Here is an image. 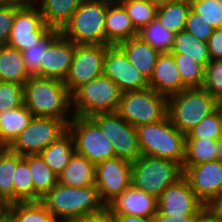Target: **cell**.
Returning a JSON list of instances; mask_svg holds the SVG:
<instances>
[{
  "instance_id": "2e32d148",
  "label": "cell",
  "mask_w": 222,
  "mask_h": 222,
  "mask_svg": "<svg viewBox=\"0 0 222 222\" xmlns=\"http://www.w3.org/2000/svg\"><path fill=\"white\" fill-rule=\"evenodd\" d=\"M103 74L111 79L122 92L148 88V80L129 62L118 45H109L104 56Z\"/></svg>"
},
{
  "instance_id": "4fadbf2b",
  "label": "cell",
  "mask_w": 222,
  "mask_h": 222,
  "mask_svg": "<svg viewBox=\"0 0 222 222\" xmlns=\"http://www.w3.org/2000/svg\"><path fill=\"white\" fill-rule=\"evenodd\" d=\"M108 46L76 44L68 75L63 81L70 94L81 85L103 74L104 56Z\"/></svg>"
},
{
  "instance_id": "8fae6325",
  "label": "cell",
  "mask_w": 222,
  "mask_h": 222,
  "mask_svg": "<svg viewBox=\"0 0 222 222\" xmlns=\"http://www.w3.org/2000/svg\"><path fill=\"white\" fill-rule=\"evenodd\" d=\"M101 132L111 140L115 157L134 162L141 152L136 127L129 124L117 112L95 114L89 117Z\"/></svg>"
},
{
  "instance_id": "e575fe53",
  "label": "cell",
  "mask_w": 222,
  "mask_h": 222,
  "mask_svg": "<svg viewBox=\"0 0 222 222\" xmlns=\"http://www.w3.org/2000/svg\"><path fill=\"white\" fill-rule=\"evenodd\" d=\"M126 9L135 28L139 31L152 22L157 15L158 5L151 0H118Z\"/></svg>"
},
{
  "instance_id": "d6a6232c",
  "label": "cell",
  "mask_w": 222,
  "mask_h": 222,
  "mask_svg": "<svg viewBox=\"0 0 222 222\" xmlns=\"http://www.w3.org/2000/svg\"><path fill=\"white\" fill-rule=\"evenodd\" d=\"M217 140L185 139V158L182 165H197L216 160Z\"/></svg>"
},
{
  "instance_id": "d4e9b609",
  "label": "cell",
  "mask_w": 222,
  "mask_h": 222,
  "mask_svg": "<svg viewBox=\"0 0 222 222\" xmlns=\"http://www.w3.org/2000/svg\"><path fill=\"white\" fill-rule=\"evenodd\" d=\"M31 76L26 69L23 53L7 44L0 45V81L24 85Z\"/></svg>"
},
{
  "instance_id": "8992f818",
  "label": "cell",
  "mask_w": 222,
  "mask_h": 222,
  "mask_svg": "<svg viewBox=\"0 0 222 222\" xmlns=\"http://www.w3.org/2000/svg\"><path fill=\"white\" fill-rule=\"evenodd\" d=\"M120 88L104 74L78 87L71 94L72 115L90 117L117 112L122 97Z\"/></svg>"
},
{
  "instance_id": "30bf717a",
  "label": "cell",
  "mask_w": 222,
  "mask_h": 222,
  "mask_svg": "<svg viewBox=\"0 0 222 222\" xmlns=\"http://www.w3.org/2000/svg\"><path fill=\"white\" fill-rule=\"evenodd\" d=\"M67 130L68 125L63 120L34 116L7 148L21 156L39 154Z\"/></svg>"
},
{
  "instance_id": "db71d44e",
  "label": "cell",
  "mask_w": 222,
  "mask_h": 222,
  "mask_svg": "<svg viewBox=\"0 0 222 222\" xmlns=\"http://www.w3.org/2000/svg\"><path fill=\"white\" fill-rule=\"evenodd\" d=\"M30 0H0V3H27Z\"/></svg>"
},
{
  "instance_id": "836d02e7",
  "label": "cell",
  "mask_w": 222,
  "mask_h": 222,
  "mask_svg": "<svg viewBox=\"0 0 222 222\" xmlns=\"http://www.w3.org/2000/svg\"><path fill=\"white\" fill-rule=\"evenodd\" d=\"M137 36L160 53H167L172 49L175 33L165 29L155 18L148 25L141 28Z\"/></svg>"
},
{
  "instance_id": "7c38bea8",
  "label": "cell",
  "mask_w": 222,
  "mask_h": 222,
  "mask_svg": "<svg viewBox=\"0 0 222 222\" xmlns=\"http://www.w3.org/2000/svg\"><path fill=\"white\" fill-rule=\"evenodd\" d=\"M51 29L45 24L39 7L30 0L16 12L7 45L22 52L37 46Z\"/></svg>"
},
{
  "instance_id": "277c9868",
  "label": "cell",
  "mask_w": 222,
  "mask_h": 222,
  "mask_svg": "<svg viewBox=\"0 0 222 222\" xmlns=\"http://www.w3.org/2000/svg\"><path fill=\"white\" fill-rule=\"evenodd\" d=\"M109 0H84L61 29L75 44L105 45V20Z\"/></svg>"
},
{
  "instance_id": "6da1fadb",
  "label": "cell",
  "mask_w": 222,
  "mask_h": 222,
  "mask_svg": "<svg viewBox=\"0 0 222 222\" xmlns=\"http://www.w3.org/2000/svg\"><path fill=\"white\" fill-rule=\"evenodd\" d=\"M24 105L34 116L58 118L67 125L71 94L59 79L32 75L23 85Z\"/></svg>"
},
{
  "instance_id": "74e56055",
  "label": "cell",
  "mask_w": 222,
  "mask_h": 222,
  "mask_svg": "<svg viewBox=\"0 0 222 222\" xmlns=\"http://www.w3.org/2000/svg\"><path fill=\"white\" fill-rule=\"evenodd\" d=\"M14 203L34 201V184L28 162L22 158L14 171Z\"/></svg>"
},
{
  "instance_id": "4dcf8cb0",
  "label": "cell",
  "mask_w": 222,
  "mask_h": 222,
  "mask_svg": "<svg viewBox=\"0 0 222 222\" xmlns=\"http://www.w3.org/2000/svg\"><path fill=\"white\" fill-rule=\"evenodd\" d=\"M190 9L187 0H169L158 5L156 18L165 29L176 34L184 30Z\"/></svg>"
},
{
  "instance_id": "9f6ffc18",
  "label": "cell",
  "mask_w": 222,
  "mask_h": 222,
  "mask_svg": "<svg viewBox=\"0 0 222 222\" xmlns=\"http://www.w3.org/2000/svg\"><path fill=\"white\" fill-rule=\"evenodd\" d=\"M217 2H218L220 5H222V0H217Z\"/></svg>"
},
{
  "instance_id": "cb8c5ba5",
  "label": "cell",
  "mask_w": 222,
  "mask_h": 222,
  "mask_svg": "<svg viewBox=\"0 0 222 222\" xmlns=\"http://www.w3.org/2000/svg\"><path fill=\"white\" fill-rule=\"evenodd\" d=\"M33 117L34 115L24 104L0 112V147H8L30 124Z\"/></svg>"
},
{
  "instance_id": "7bdbcfd3",
  "label": "cell",
  "mask_w": 222,
  "mask_h": 222,
  "mask_svg": "<svg viewBox=\"0 0 222 222\" xmlns=\"http://www.w3.org/2000/svg\"><path fill=\"white\" fill-rule=\"evenodd\" d=\"M25 3H0V45H6L16 12Z\"/></svg>"
},
{
  "instance_id": "83f0119b",
  "label": "cell",
  "mask_w": 222,
  "mask_h": 222,
  "mask_svg": "<svg viewBox=\"0 0 222 222\" xmlns=\"http://www.w3.org/2000/svg\"><path fill=\"white\" fill-rule=\"evenodd\" d=\"M170 53L173 57H189L204 67L211 61L208 43L198 40L185 30L175 34Z\"/></svg>"
},
{
  "instance_id": "681fc988",
  "label": "cell",
  "mask_w": 222,
  "mask_h": 222,
  "mask_svg": "<svg viewBox=\"0 0 222 222\" xmlns=\"http://www.w3.org/2000/svg\"><path fill=\"white\" fill-rule=\"evenodd\" d=\"M115 222H152V217H141L136 215L114 214Z\"/></svg>"
},
{
  "instance_id": "f6af8a7d",
  "label": "cell",
  "mask_w": 222,
  "mask_h": 222,
  "mask_svg": "<svg viewBox=\"0 0 222 222\" xmlns=\"http://www.w3.org/2000/svg\"><path fill=\"white\" fill-rule=\"evenodd\" d=\"M67 222H115V215L108 206H104L99 211L73 218Z\"/></svg>"
},
{
  "instance_id": "f35d334b",
  "label": "cell",
  "mask_w": 222,
  "mask_h": 222,
  "mask_svg": "<svg viewBox=\"0 0 222 222\" xmlns=\"http://www.w3.org/2000/svg\"><path fill=\"white\" fill-rule=\"evenodd\" d=\"M183 82V90L200 88L204 82L205 67L189 57H173Z\"/></svg>"
},
{
  "instance_id": "1f68e13d",
  "label": "cell",
  "mask_w": 222,
  "mask_h": 222,
  "mask_svg": "<svg viewBox=\"0 0 222 222\" xmlns=\"http://www.w3.org/2000/svg\"><path fill=\"white\" fill-rule=\"evenodd\" d=\"M4 207L13 222H60L40 201L17 202Z\"/></svg>"
},
{
  "instance_id": "ffe728a7",
  "label": "cell",
  "mask_w": 222,
  "mask_h": 222,
  "mask_svg": "<svg viewBox=\"0 0 222 222\" xmlns=\"http://www.w3.org/2000/svg\"><path fill=\"white\" fill-rule=\"evenodd\" d=\"M148 85L149 88L166 97L183 90V82L170 52L161 53L158 56Z\"/></svg>"
},
{
  "instance_id": "b9f144b4",
  "label": "cell",
  "mask_w": 222,
  "mask_h": 222,
  "mask_svg": "<svg viewBox=\"0 0 222 222\" xmlns=\"http://www.w3.org/2000/svg\"><path fill=\"white\" fill-rule=\"evenodd\" d=\"M24 104L23 85L0 81V112L12 110Z\"/></svg>"
},
{
  "instance_id": "603a6c76",
  "label": "cell",
  "mask_w": 222,
  "mask_h": 222,
  "mask_svg": "<svg viewBox=\"0 0 222 222\" xmlns=\"http://www.w3.org/2000/svg\"><path fill=\"white\" fill-rule=\"evenodd\" d=\"M96 165L86 157L74 153L66 168L58 175V182L73 187L95 185Z\"/></svg>"
},
{
  "instance_id": "9c48e42d",
  "label": "cell",
  "mask_w": 222,
  "mask_h": 222,
  "mask_svg": "<svg viewBox=\"0 0 222 222\" xmlns=\"http://www.w3.org/2000/svg\"><path fill=\"white\" fill-rule=\"evenodd\" d=\"M68 130L73 136L76 153L86 157L95 165L115 157L111 140H108L89 118L71 114Z\"/></svg>"
},
{
  "instance_id": "7dc6e473",
  "label": "cell",
  "mask_w": 222,
  "mask_h": 222,
  "mask_svg": "<svg viewBox=\"0 0 222 222\" xmlns=\"http://www.w3.org/2000/svg\"><path fill=\"white\" fill-rule=\"evenodd\" d=\"M192 222H222V215L215 212L211 207H205Z\"/></svg>"
},
{
  "instance_id": "484cf974",
  "label": "cell",
  "mask_w": 222,
  "mask_h": 222,
  "mask_svg": "<svg viewBox=\"0 0 222 222\" xmlns=\"http://www.w3.org/2000/svg\"><path fill=\"white\" fill-rule=\"evenodd\" d=\"M39 7L44 22L52 29H62L84 0H33Z\"/></svg>"
},
{
  "instance_id": "60d3db41",
  "label": "cell",
  "mask_w": 222,
  "mask_h": 222,
  "mask_svg": "<svg viewBox=\"0 0 222 222\" xmlns=\"http://www.w3.org/2000/svg\"><path fill=\"white\" fill-rule=\"evenodd\" d=\"M191 9L214 29L222 28V5L217 0H194Z\"/></svg>"
},
{
  "instance_id": "7a4b0ae2",
  "label": "cell",
  "mask_w": 222,
  "mask_h": 222,
  "mask_svg": "<svg viewBox=\"0 0 222 222\" xmlns=\"http://www.w3.org/2000/svg\"><path fill=\"white\" fill-rule=\"evenodd\" d=\"M40 202L60 222L93 213L106 206L95 185L73 187L59 182L47 192Z\"/></svg>"
},
{
  "instance_id": "ba28073f",
  "label": "cell",
  "mask_w": 222,
  "mask_h": 222,
  "mask_svg": "<svg viewBox=\"0 0 222 222\" xmlns=\"http://www.w3.org/2000/svg\"><path fill=\"white\" fill-rule=\"evenodd\" d=\"M117 113L134 127L158 122L168 116V97L149 87L123 92Z\"/></svg>"
},
{
  "instance_id": "7402d4cb",
  "label": "cell",
  "mask_w": 222,
  "mask_h": 222,
  "mask_svg": "<svg viewBox=\"0 0 222 222\" xmlns=\"http://www.w3.org/2000/svg\"><path fill=\"white\" fill-rule=\"evenodd\" d=\"M118 46L124 51L134 68L149 81L161 53L138 36L125 40Z\"/></svg>"
},
{
  "instance_id": "4316f807",
  "label": "cell",
  "mask_w": 222,
  "mask_h": 222,
  "mask_svg": "<svg viewBox=\"0 0 222 222\" xmlns=\"http://www.w3.org/2000/svg\"><path fill=\"white\" fill-rule=\"evenodd\" d=\"M75 152L73 136L67 130L39 154L44 162L59 175L69 164Z\"/></svg>"
},
{
  "instance_id": "ab89813d",
  "label": "cell",
  "mask_w": 222,
  "mask_h": 222,
  "mask_svg": "<svg viewBox=\"0 0 222 222\" xmlns=\"http://www.w3.org/2000/svg\"><path fill=\"white\" fill-rule=\"evenodd\" d=\"M202 88L222 104V59L211 60L206 65Z\"/></svg>"
},
{
  "instance_id": "ee69618b",
  "label": "cell",
  "mask_w": 222,
  "mask_h": 222,
  "mask_svg": "<svg viewBox=\"0 0 222 222\" xmlns=\"http://www.w3.org/2000/svg\"><path fill=\"white\" fill-rule=\"evenodd\" d=\"M184 30L192 34L198 40L208 42L215 29L202 19L201 16L190 9Z\"/></svg>"
},
{
  "instance_id": "8d00e7d4",
  "label": "cell",
  "mask_w": 222,
  "mask_h": 222,
  "mask_svg": "<svg viewBox=\"0 0 222 222\" xmlns=\"http://www.w3.org/2000/svg\"><path fill=\"white\" fill-rule=\"evenodd\" d=\"M222 136V104L185 134V139L218 140Z\"/></svg>"
},
{
  "instance_id": "5b68a950",
  "label": "cell",
  "mask_w": 222,
  "mask_h": 222,
  "mask_svg": "<svg viewBox=\"0 0 222 222\" xmlns=\"http://www.w3.org/2000/svg\"><path fill=\"white\" fill-rule=\"evenodd\" d=\"M220 105L204 88H188L168 97V116L186 134Z\"/></svg>"
},
{
  "instance_id": "3957f363",
  "label": "cell",
  "mask_w": 222,
  "mask_h": 222,
  "mask_svg": "<svg viewBox=\"0 0 222 222\" xmlns=\"http://www.w3.org/2000/svg\"><path fill=\"white\" fill-rule=\"evenodd\" d=\"M141 155L173 160L181 166L185 158V134L171 122L161 121L136 127Z\"/></svg>"
},
{
  "instance_id": "f546056e",
  "label": "cell",
  "mask_w": 222,
  "mask_h": 222,
  "mask_svg": "<svg viewBox=\"0 0 222 222\" xmlns=\"http://www.w3.org/2000/svg\"><path fill=\"white\" fill-rule=\"evenodd\" d=\"M23 156L0 147V206L14 203V171Z\"/></svg>"
},
{
  "instance_id": "ac0fdd59",
  "label": "cell",
  "mask_w": 222,
  "mask_h": 222,
  "mask_svg": "<svg viewBox=\"0 0 222 222\" xmlns=\"http://www.w3.org/2000/svg\"><path fill=\"white\" fill-rule=\"evenodd\" d=\"M75 47V43L60 34L44 54L41 77L64 81L72 63Z\"/></svg>"
},
{
  "instance_id": "9a60e30c",
  "label": "cell",
  "mask_w": 222,
  "mask_h": 222,
  "mask_svg": "<svg viewBox=\"0 0 222 222\" xmlns=\"http://www.w3.org/2000/svg\"><path fill=\"white\" fill-rule=\"evenodd\" d=\"M182 169L197 198L206 207H211L222 192V161L182 165Z\"/></svg>"
},
{
  "instance_id": "bcb514c9",
  "label": "cell",
  "mask_w": 222,
  "mask_h": 222,
  "mask_svg": "<svg viewBox=\"0 0 222 222\" xmlns=\"http://www.w3.org/2000/svg\"><path fill=\"white\" fill-rule=\"evenodd\" d=\"M207 43L211 60L222 59V28L215 29Z\"/></svg>"
},
{
  "instance_id": "f1b7e54d",
  "label": "cell",
  "mask_w": 222,
  "mask_h": 222,
  "mask_svg": "<svg viewBox=\"0 0 222 222\" xmlns=\"http://www.w3.org/2000/svg\"><path fill=\"white\" fill-rule=\"evenodd\" d=\"M23 158L31 171L34 201H40L58 183V175L44 162L40 154H27Z\"/></svg>"
},
{
  "instance_id": "44dd1931",
  "label": "cell",
  "mask_w": 222,
  "mask_h": 222,
  "mask_svg": "<svg viewBox=\"0 0 222 222\" xmlns=\"http://www.w3.org/2000/svg\"><path fill=\"white\" fill-rule=\"evenodd\" d=\"M137 35L138 30L124 6L118 0H109L105 20V45H118Z\"/></svg>"
},
{
  "instance_id": "816d5d0a",
  "label": "cell",
  "mask_w": 222,
  "mask_h": 222,
  "mask_svg": "<svg viewBox=\"0 0 222 222\" xmlns=\"http://www.w3.org/2000/svg\"><path fill=\"white\" fill-rule=\"evenodd\" d=\"M211 208L217 212L218 214L222 215V192L219 196V198L214 202V204L211 206Z\"/></svg>"
},
{
  "instance_id": "f5cc1de1",
  "label": "cell",
  "mask_w": 222,
  "mask_h": 222,
  "mask_svg": "<svg viewBox=\"0 0 222 222\" xmlns=\"http://www.w3.org/2000/svg\"><path fill=\"white\" fill-rule=\"evenodd\" d=\"M216 160L222 161V136L217 140Z\"/></svg>"
},
{
  "instance_id": "d6986e66",
  "label": "cell",
  "mask_w": 222,
  "mask_h": 222,
  "mask_svg": "<svg viewBox=\"0 0 222 222\" xmlns=\"http://www.w3.org/2000/svg\"><path fill=\"white\" fill-rule=\"evenodd\" d=\"M107 206L114 214L152 217L157 212V198L131 184Z\"/></svg>"
},
{
  "instance_id": "5bb4252c",
  "label": "cell",
  "mask_w": 222,
  "mask_h": 222,
  "mask_svg": "<svg viewBox=\"0 0 222 222\" xmlns=\"http://www.w3.org/2000/svg\"><path fill=\"white\" fill-rule=\"evenodd\" d=\"M132 162L119 157L96 164L95 186L107 206L131 185Z\"/></svg>"
},
{
  "instance_id": "d590c367",
  "label": "cell",
  "mask_w": 222,
  "mask_h": 222,
  "mask_svg": "<svg viewBox=\"0 0 222 222\" xmlns=\"http://www.w3.org/2000/svg\"><path fill=\"white\" fill-rule=\"evenodd\" d=\"M61 34V29H51L40 41L37 46H32L22 51L25 66L31 75L41 77V63L46 50L51 43Z\"/></svg>"
},
{
  "instance_id": "f907efd6",
  "label": "cell",
  "mask_w": 222,
  "mask_h": 222,
  "mask_svg": "<svg viewBox=\"0 0 222 222\" xmlns=\"http://www.w3.org/2000/svg\"><path fill=\"white\" fill-rule=\"evenodd\" d=\"M0 222H13L10 212L5 207H0Z\"/></svg>"
},
{
  "instance_id": "52a82bcc",
  "label": "cell",
  "mask_w": 222,
  "mask_h": 222,
  "mask_svg": "<svg viewBox=\"0 0 222 222\" xmlns=\"http://www.w3.org/2000/svg\"><path fill=\"white\" fill-rule=\"evenodd\" d=\"M182 176V166L173 160L141 155L132 162L131 184L157 199Z\"/></svg>"
},
{
  "instance_id": "e0dca14e",
  "label": "cell",
  "mask_w": 222,
  "mask_h": 222,
  "mask_svg": "<svg viewBox=\"0 0 222 222\" xmlns=\"http://www.w3.org/2000/svg\"><path fill=\"white\" fill-rule=\"evenodd\" d=\"M205 207L184 176L169 185L157 199V210L169 217L198 215Z\"/></svg>"
},
{
  "instance_id": "c3c4849f",
  "label": "cell",
  "mask_w": 222,
  "mask_h": 222,
  "mask_svg": "<svg viewBox=\"0 0 222 222\" xmlns=\"http://www.w3.org/2000/svg\"><path fill=\"white\" fill-rule=\"evenodd\" d=\"M197 215L165 216L158 210L152 216V222H192Z\"/></svg>"
},
{
  "instance_id": "11a10c76",
  "label": "cell",
  "mask_w": 222,
  "mask_h": 222,
  "mask_svg": "<svg viewBox=\"0 0 222 222\" xmlns=\"http://www.w3.org/2000/svg\"><path fill=\"white\" fill-rule=\"evenodd\" d=\"M152 2H155L157 4L163 3V2H167L169 0H151Z\"/></svg>"
}]
</instances>
